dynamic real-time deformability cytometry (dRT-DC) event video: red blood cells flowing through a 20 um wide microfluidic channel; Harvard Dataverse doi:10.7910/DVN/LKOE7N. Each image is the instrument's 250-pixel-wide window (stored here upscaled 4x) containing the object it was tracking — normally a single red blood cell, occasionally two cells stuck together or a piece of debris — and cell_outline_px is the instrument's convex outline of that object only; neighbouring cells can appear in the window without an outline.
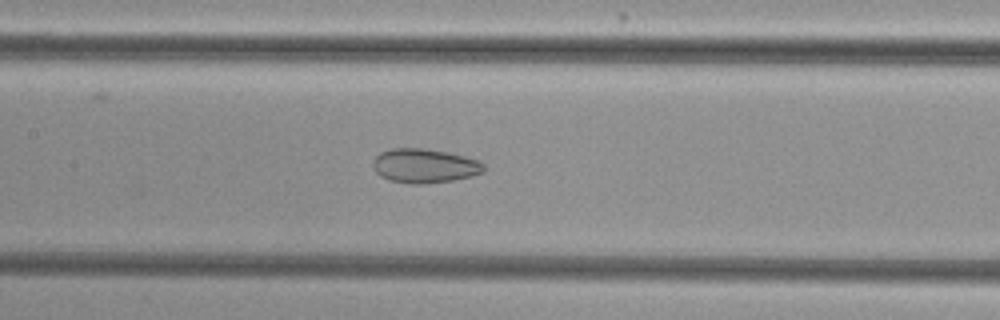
{"species": "common noctule bat (a hibernating species)", "species_latin": "Nyctalus noctula", "temperature_condition": "cold", "stored_images_in_passage": 28, "camera_frame_rate_fps": 3000, "um_per_image_px": 0.085, "animal": {"sex": "female", "body_mass_g": 29.2, "forearm_length_mm": 56.3}, "frame": {"image": 1, "passage_image": 12, "time_ms": 3.667, "image_size_px": [1000, 320], "cell_outline_px": [[484, 172], [472, 176], [452, 180], [424, 184], [408, 184], [388, 180], [380, 176], [376, 172], [372, 164], [372, 160], [380, 152], [392, 148], [424, 148], [448, 152], [480, 160], [484, 164]], "centroid_in_image_um": [36.07, 14.09], "position_along_channel_um": 171.3, "area_um2": 22.37}}
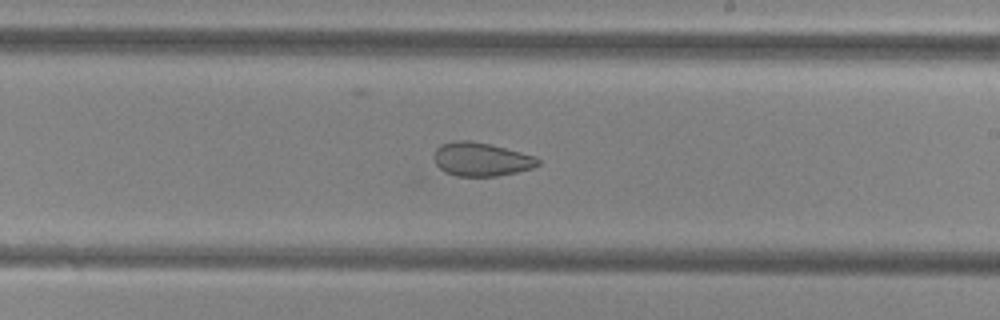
{"frame": {"image": 2, "passage_image": 18, "time_ms": 5.667, "image_size_px": [1000, 320], "cell_outline_px": [[540, 164], [532, 168], [516, 172], [496, 176], [456, 176], [444, 172], [436, 164], [432, 156], [436, 148], [440, 144], [456, 140], [468, 140], [488, 144], [536, 156], [540, 160]], "centroid_in_image_um": [40.86, 13.54], "position_along_channel_um": 248.1, "area_um2": 20.4}}
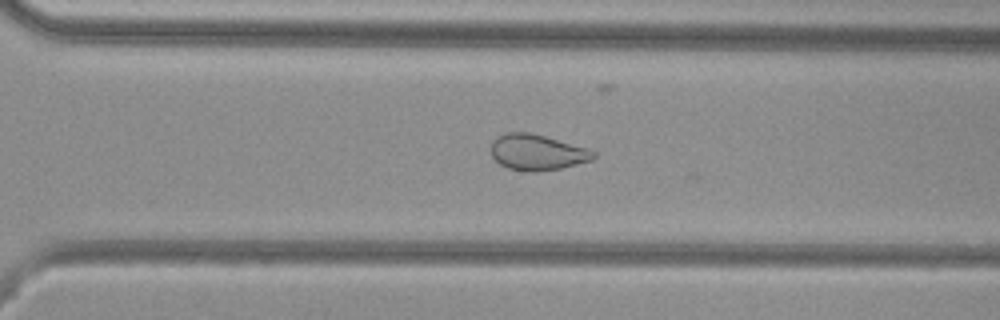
{"frame": {"image": 3, "passage_image": 24, "time_ms": 7.667, "image_size_px": [1000, 320], "cell_outline_px": [[596, 156], [592, 160], [560, 168], [532, 172], [528, 172], [508, 168], [500, 164], [492, 156], [492, 140], [496, 136], [504, 132], [532, 132], [588, 148], [596, 152]], "centroid_in_image_um": [45.65, 12.93], "position_along_channel_um": 324.9, "area_um2": 21.5}}